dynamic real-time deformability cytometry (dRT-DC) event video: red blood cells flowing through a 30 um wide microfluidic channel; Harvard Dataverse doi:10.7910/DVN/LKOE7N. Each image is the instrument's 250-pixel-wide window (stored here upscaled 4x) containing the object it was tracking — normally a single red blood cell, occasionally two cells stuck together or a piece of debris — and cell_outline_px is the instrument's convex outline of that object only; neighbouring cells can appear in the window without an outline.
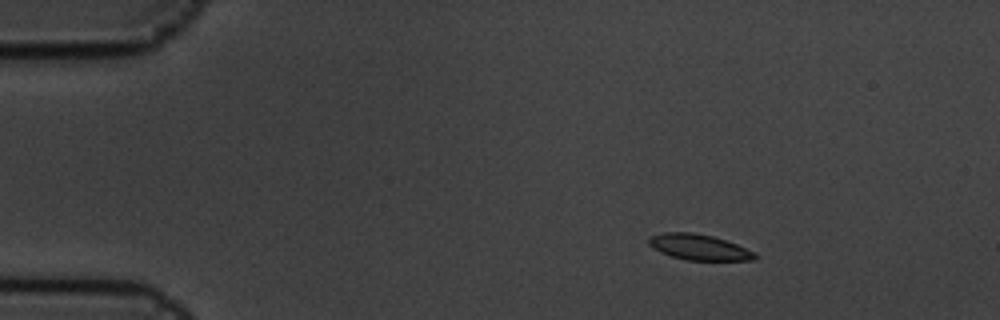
{"species": "common noctule bat (a hibernating species)", "species_latin": "Nyctalus noctula", "temperature_condition": "cold", "stored_images_in_passage": 7, "camera_frame_rate_fps": 3000, "um_per_image_px": 0.085, "animal": {"sex": "male", "body_mass_g": 19.5, "forearm_length_mm": 54.6}, "frame": {"image": 1, "passage_image": 1, "time_ms": 0.0, "image_size_px": [1000, 320], "cell_outline_px": [[756, 260], [684, 260], [660, 252], [652, 248], [648, 244], [648, 236], [664, 232], [692, 232], [712, 236], [736, 244], [756, 252]], "centroid_in_image_um": [59.38, 21.0], "position_along_channel_um": 25.6, "area_um2": 15.95}}
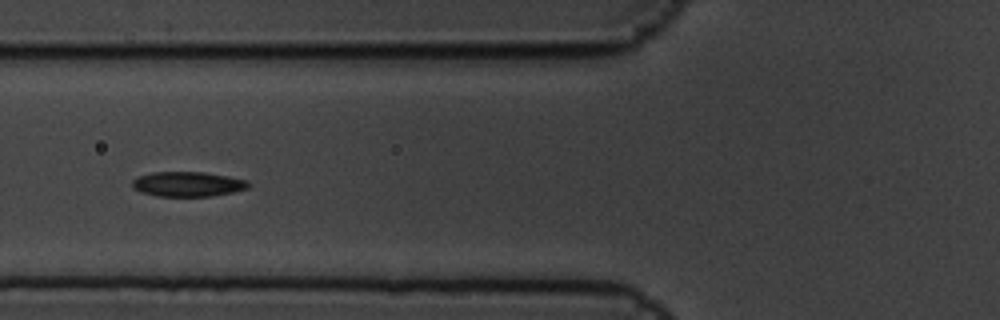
{"frame": {"image": 2, "passage_image": 5, "time_ms": 1.333, "image_size_px": [1000, 320], "cell_outline_px": [[252, 184], [248, 188], [232, 192], [212, 196], [156, 196], [140, 192], [132, 188], [132, 180], [136, 176], [152, 172], [204, 172], [228, 176], [248, 180]], "centroid_in_image_um": [15.94, 15.64], "position_along_channel_um": 109.9, "area_um2": 17.05}}
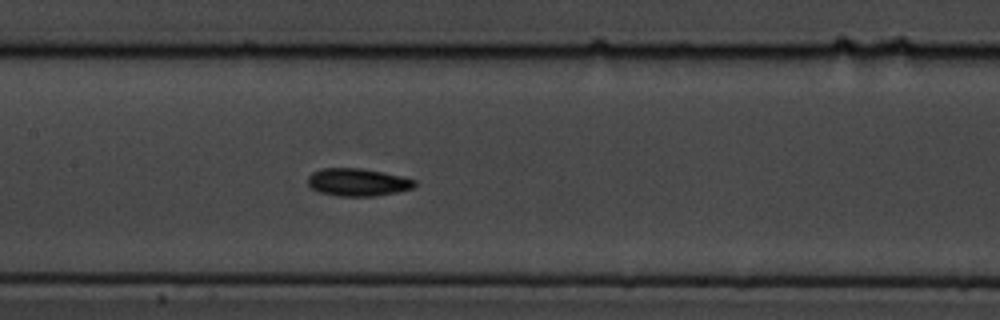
{"frame": {"image": 3, "passage_image": 7, "time_ms": 2.0, "image_size_px": [1000, 320], "cell_outline_px": [[416, 184], [412, 188], [396, 192], [376, 196], [340, 196], [320, 192], [312, 188], [308, 184], [308, 176], [312, 172], [320, 168], [360, 168], [400, 176], [416, 180]], "centroid_in_image_um": [30.38, 15.48], "position_along_channel_um": 177.0, "area_um2": 17.05}}